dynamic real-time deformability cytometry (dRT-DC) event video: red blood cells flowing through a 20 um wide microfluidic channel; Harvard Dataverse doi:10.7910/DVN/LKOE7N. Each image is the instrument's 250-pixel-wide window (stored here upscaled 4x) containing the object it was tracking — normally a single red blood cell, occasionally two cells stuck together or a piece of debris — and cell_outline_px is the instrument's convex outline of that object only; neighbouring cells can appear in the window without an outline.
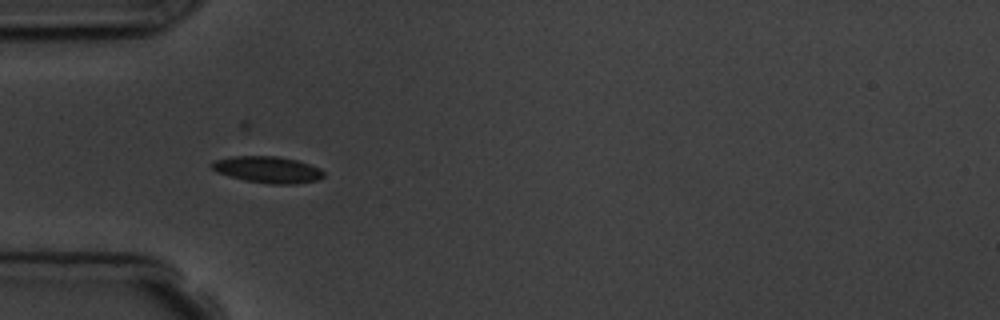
{"species": "common noctule bat (a hibernating species)", "species_latin": "Nyctalus noctula", "temperature_condition": "room temperature", "stored_images_in_passage": 2, "camera_frame_rate_fps": 3000, "um_per_image_px": 0.085, "animal": {"sex": "male", "body_mass_g": 19.5, "forearm_length_mm": 54.6}, "frame": {"image": 1, "passage_image": 1, "time_ms": 0.0, "image_size_px": [1000, 320], "cell_outline_px": [[324, 176], [320, 180], [296, 184], [268, 184], [244, 180], [228, 176], [216, 172], [212, 168], [212, 164], [216, 160], [232, 156], [276, 156], [296, 160], [320, 168], [324, 172]], "centroid_in_image_um": [22.78, 14.43], "position_along_channel_um": 62.2, "area_um2": 17.34}}